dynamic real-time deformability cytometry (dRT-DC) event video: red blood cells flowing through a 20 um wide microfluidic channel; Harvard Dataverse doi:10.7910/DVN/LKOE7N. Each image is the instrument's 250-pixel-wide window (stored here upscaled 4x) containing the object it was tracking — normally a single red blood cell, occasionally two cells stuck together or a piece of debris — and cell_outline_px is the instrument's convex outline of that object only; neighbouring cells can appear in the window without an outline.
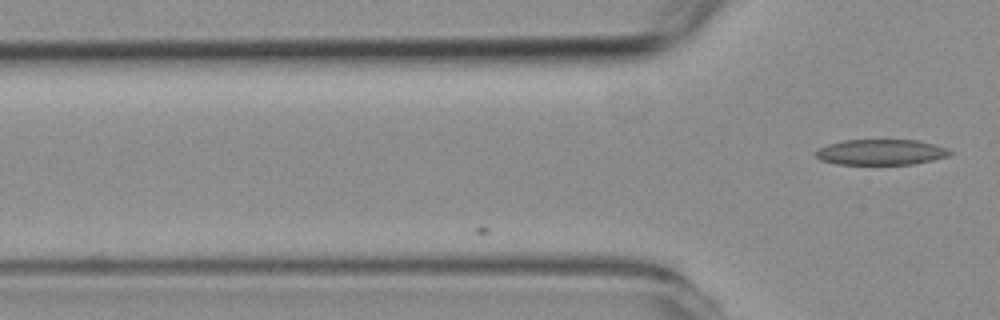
{"species": "common noctule bat (a hibernating species)", "species_latin": "Nyctalus noctula", "temperature_condition": "room temperature", "stored_images_in_passage": 9, "camera_frame_rate_fps": 3000, "um_per_image_px": 0.085, "animal": {"sex": "female", "body_mass_g": 19.3, "forearm_length_mm": 54.1}, "frame": {"image": 1, "passage_image": 9, "time_ms": 2.667, "image_size_px": [1000, 320], "cell_outline_px": [[952, 152], [948, 156], [932, 160], [912, 164], [836, 164], [820, 160], [812, 152], [828, 144], [844, 140], [916, 140], [936, 144], [948, 148]], "centroid_in_image_um": [74.87, 12.93], "position_along_channel_um": 50.9, "area_um2": 20.06}}